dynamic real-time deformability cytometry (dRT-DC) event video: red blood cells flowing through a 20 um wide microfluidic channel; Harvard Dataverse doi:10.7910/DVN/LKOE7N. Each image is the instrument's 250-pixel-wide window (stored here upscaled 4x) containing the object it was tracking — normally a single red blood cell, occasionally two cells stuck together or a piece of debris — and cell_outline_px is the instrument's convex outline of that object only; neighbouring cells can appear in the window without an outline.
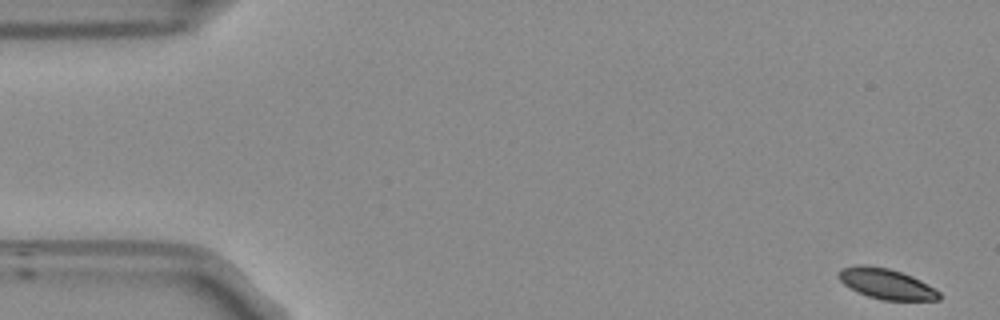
{"species": "Egyptian fruit bat (a non-hibernating species)", "species_latin": "Rousettus aegyptiacus", "temperature_condition": "room temperature", "stored_images_in_passage": 54, "camera_frame_rate_fps": 3000, "um_per_image_px": 0.085, "frame": {"image": 1, "passage_image": 1, "time_ms": 0.0, "image_size_px": [1000, 320], "cell_outline_px": [[940, 300], [880, 300], [856, 292], [844, 284], [836, 276], [836, 272], [840, 268], [856, 264], [864, 264], [888, 268], [912, 276], [936, 288], [940, 292]], "centroid_in_image_um": [75.29, 24.11], "position_along_channel_um": 9.7, "area_um2": 18.15}}
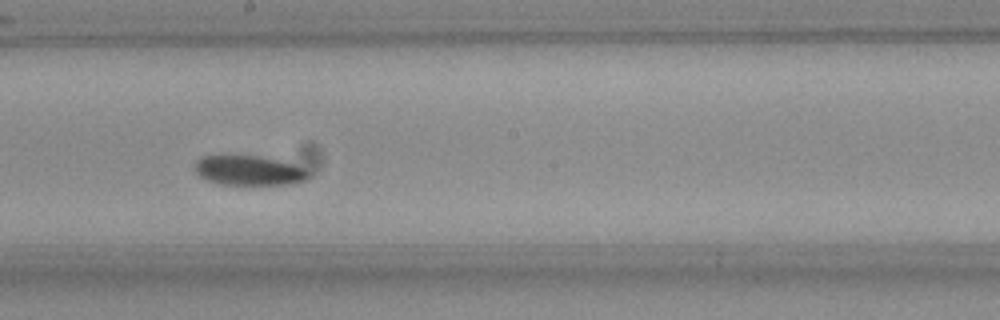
{"frame": {"image": 2, "passage_image": 29, "time_ms": 9.333, "image_size_px": [1000, 320], "cell_outline_px": [[312, 172], [300, 184], [220, 184], [208, 180], [200, 176], [196, 172], [196, 164], [204, 156], [252, 156], [276, 160], [292, 164], [304, 168]], "centroid_in_image_um": [21.22, 14.51], "position_along_channel_um": 227.0, "area_um2": 19.19}}
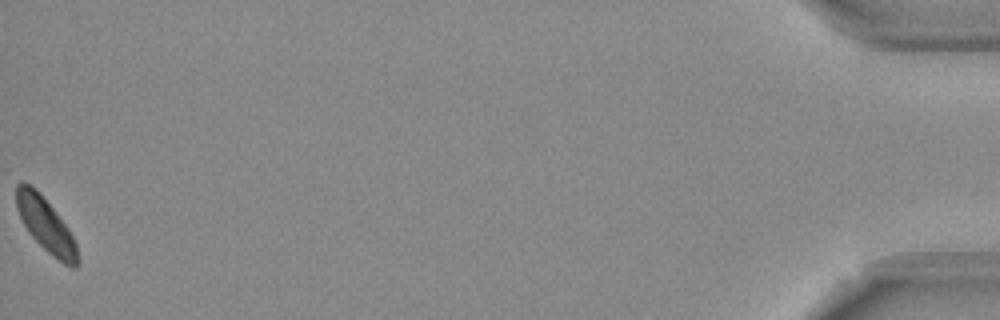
{"frame": {"image": 3, "passage_image": 54, "time_ms": 17.667, "image_size_px": [1000, 320], "cell_outline_px": [[80, 264], [76, 268], [72, 268], [64, 264], [52, 256], [28, 232], [16, 208], [16, 184], [20, 180], [24, 180], [52, 208], [68, 228], [76, 244]], "centroid_in_image_um": [3.9, 19.17], "position_along_channel_um": 431.3, "area_um2": 18.84}, "authors_computed_cell_mechanics": {"area_um2": 19.6231, "velocity_mm_per_s": 3.7028, "shape_relaxation_time_tau1_ms": 1.3947, "shape_relaxation_time_tau2_ms": null, "deformation_change_tau1": 0.0809, "deformation_change_tau2": null}}